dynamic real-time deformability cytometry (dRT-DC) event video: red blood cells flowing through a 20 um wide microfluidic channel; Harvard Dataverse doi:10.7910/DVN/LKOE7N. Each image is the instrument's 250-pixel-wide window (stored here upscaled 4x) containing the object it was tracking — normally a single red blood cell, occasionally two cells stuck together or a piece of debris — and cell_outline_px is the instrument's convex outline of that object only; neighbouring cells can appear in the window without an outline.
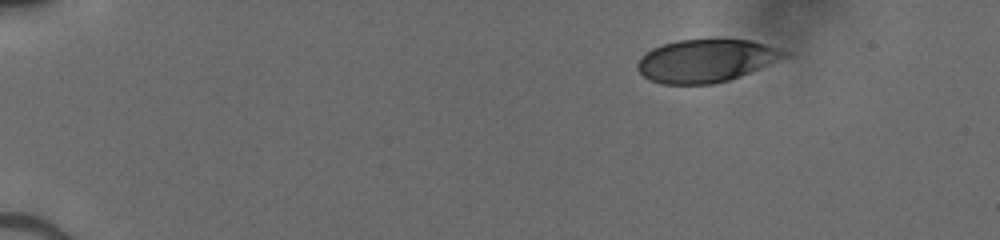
{"species": "human", "species_latin": "Homo sapiens", "temperature_condition": "cold", "stored_images_in_passage": 44, "camera_frame_rate_fps": 3000, "um_per_image_px": 0.085, "donor": {"sex": "male"}, "frame": {"image": 1, "passage_image": 1, "time_ms": 0.0, "image_size_px": [1000, 240], "cell_outline_px": [[788, 56], [740, 76], [728, 80], [712, 84], [660, 84], [648, 80], [636, 68], [636, 64], [644, 52], [652, 48], [664, 44], [680, 40], [752, 40], [788, 52]], "centroid_in_image_um": [59.95, 5.17], "position_along_channel_um": 25.0, "area_um2": 36.36}}
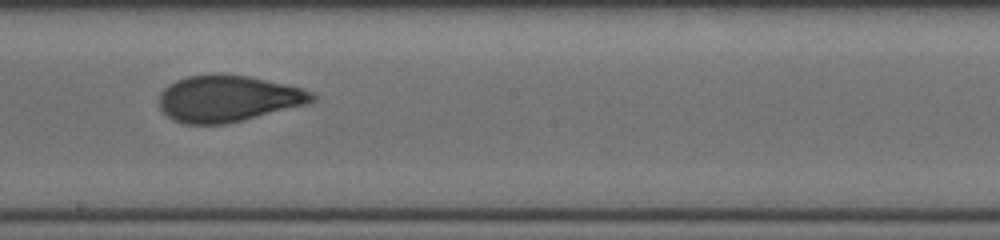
{"frame": {"image": 2, "passage_image": 24, "time_ms": 7.667, "image_size_px": [1000, 240], "cell_outline_px": [[316, 100], [308, 104], [228, 124], [184, 124], [172, 120], [160, 112], [160, 92], [168, 84], [176, 80], [188, 76], [216, 72], [224, 72], [248, 76], [284, 84], [316, 92]], "centroid_in_image_um": [19.36, 8.37], "position_along_channel_um": 228.8, "area_um2": 42.14}}
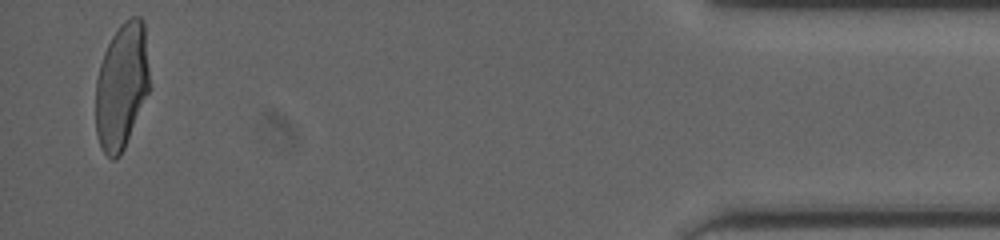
{"frame": {"image": 3, "passage_image": 43, "time_ms": 14.0, "image_size_px": [1000, 240], "cell_outline_px": [[148, 92], [124, 148], [120, 156], [116, 160], [112, 160], [100, 148], [96, 132], [96, 80], [100, 64], [104, 52], [112, 36], [120, 24], [124, 20], [132, 16], [140, 16], [144, 20], [148, 68]], "centroid_in_image_um": [10.32, 7.3], "position_along_channel_um": 424.9, "area_um2": 39.36}}